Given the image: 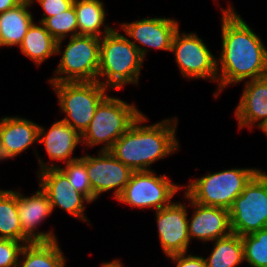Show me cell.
<instances>
[{"label": "cell", "mask_w": 267, "mask_h": 267, "mask_svg": "<svg viewBox=\"0 0 267 267\" xmlns=\"http://www.w3.org/2000/svg\"><path fill=\"white\" fill-rule=\"evenodd\" d=\"M231 6L221 9L222 49L217 62L219 88L214 92L215 98L229 84L267 76V48Z\"/></svg>", "instance_id": "obj_1"}, {"label": "cell", "mask_w": 267, "mask_h": 267, "mask_svg": "<svg viewBox=\"0 0 267 267\" xmlns=\"http://www.w3.org/2000/svg\"><path fill=\"white\" fill-rule=\"evenodd\" d=\"M147 120L142 113L109 150L133 171H151L154 162L175 153L180 147L176 139V117L143 126Z\"/></svg>", "instance_id": "obj_2"}, {"label": "cell", "mask_w": 267, "mask_h": 267, "mask_svg": "<svg viewBox=\"0 0 267 267\" xmlns=\"http://www.w3.org/2000/svg\"><path fill=\"white\" fill-rule=\"evenodd\" d=\"M143 61L137 47L113 28L100 38L97 81L107 89L116 90L126 84L138 85Z\"/></svg>", "instance_id": "obj_3"}, {"label": "cell", "mask_w": 267, "mask_h": 267, "mask_svg": "<svg viewBox=\"0 0 267 267\" xmlns=\"http://www.w3.org/2000/svg\"><path fill=\"white\" fill-rule=\"evenodd\" d=\"M141 114L134 104L107 95L81 135V144L94 147L103 143L100 151H109Z\"/></svg>", "instance_id": "obj_4"}, {"label": "cell", "mask_w": 267, "mask_h": 267, "mask_svg": "<svg viewBox=\"0 0 267 267\" xmlns=\"http://www.w3.org/2000/svg\"><path fill=\"white\" fill-rule=\"evenodd\" d=\"M256 168H232L191 181L185 194L196 203L229 210L245 185L259 171Z\"/></svg>", "instance_id": "obj_5"}, {"label": "cell", "mask_w": 267, "mask_h": 267, "mask_svg": "<svg viewBox=\"0 0 267 267\" xmlns=\"http://www.w3.org/2000/svg\"><path fill=\"white\" fill-rule=\"evenodd\" d=\"M62 42L63 40L57 41L56 54H63L55 71V77L49 79V83L97 81L100 38L90 35L69 37L63 52Z\"/></svg>", "instance_id": "obj_6"}, {"label": "cell", "mask_w": 267, "mask_h": 267, "mask_svg": "<svg viewBox=\"0 0 267 267\" xmlns=\"http://www.w3.org/2000/svg\"><path fill=\"white\" fill-rule=\"evenodd\" d=\"M57 94L62 119L80 135L88 128L96 108L108 95L107 88L98 81H77L51 83Z\"/></svg>", "instance_id": "obj_7"}, {"label": "cell", "mask_w": 267, "mask_h": 267, "mask_svg": "<svg viewBox=\"0 0 267 267\" xmlns=\"http://www.w3.org/2000/svg\"><path fill=\"white\" fill-rule=\"evenodd\" d=\"M231 232L245 236L267 228V173L259 170L229 209Z\"/></svg>", "instance_id": "obj_8"}, {"label": "cell", "mask_w": 267, "mask_h": 267, "mask_svg": "<svg viewBox=\"0 0 267 267\" xmlns=\"http://www.w3.org/2000/svg\"><path fill=\"white\" fill-rule=\"evenodd\" d=\"M182 187L165 174L156 175L155 171H134L122 194L116 199L139 209L160 210L172 203L171 198Z\"/></svg>", "instance_id": "obj_9"}, {"label": "cell", "mask_w": 267, "mask_h": 267, "mask_svg": "<svg viewBox=\"0 0 267 267\" xmlns=\"http://www.w3.org/2000/svg\"><path fill=\"white\" fill-rule=\"evenodd\" d=\"M174 35L171 52L183 77L188 79H210L217 82V58L196 33Z\"/></svg>", "instance_id": "obj_10"}, {"label": "cell", "mask_w": 267, "mask_h": 267, "mask_svg": "<svg viewBox=\"0 0 267 267\" xmlns=\"http://www.w3.org/2000/svg\"><path fill=\"white\" fill-rule=\"evenodd\" d=\"M95 157L90 154L80 159L86 164L89 182L93 191V202L101 193L114 190L117 199L128 184L133 170L117 160L109 151H99Z\"/></svg>", "instance_id": "obj_11"}, {"label": "cell", "mask_w": 267, "mask_h": 267, "mask_svg": "<svg viewBox=\"0 0 267 267\" xmlns=\"http://www.w3.org/2000/svg\"><path fill=\"white\" fill-rule=\"evenodd\" d=\"M187 206L181 202L156 210L159 242L165 256L188 251L190 237L188 232Z\"/></svg>", "instance_id": "obj_12"}, {"label": "cell", "mask_w": 267, "mask_h": 267, "mask_svg": "<svg viewBox=\"0 0 267 267\" xmlns=\"http://www.w3.org/2000/svg\"><path fill=\"white\" fill-rule=\"evenodd\" d=\"M36 174L40 180L39 186L47 194L53 210L59 207L73 217L89 222L84 214V204L90 201L73 188L59 168H47Z\"/></svg>", "instance_id": "obj_13"}, {"label": "cell", "mask_w": 267, "mask_h": 267, "mask_svg": "<svg viewBox=\"0 0 267 267\" xmlns=\"http://www.w3.org/2000/svg\"><path fill=\"white\" fill-rule=\"evenodd\" d=\"M121 27L127 36L134 39H130V41L137 47L144 59L148 52L146 47L171 51L172 41L179 29V24L175 19L152 17L131 23H122ZM136 42L143 47L138 46Z\"/></svg>", "instance_id": "obj_14"}, {"label": "cell", "mask_w": 267, "mask_h": 267, "mask_svg": "<svg viewBox=\"0 0 267 267\" xmlns=\"http://www.w3.org/2000/svg\"><path fill=\"white\" fill-rule=\"evenodd\" d=\"M17 208L22 232L32 242L57 240L54 232H37V226L53 211L47 194L40 187L39 191L29 197L17 191Z\"/></svg>", "instance_id": "obj_15"}, {"label": "cell", "mask_w": 267, "mask_h": 267, "mask_svg": "<svg viewBox=\"0 0 267 267\" xmlns=\"http://www.w3.org/2000/svg\"><path fill=\"white\" fill-rule=\"evenodd\" d=\"M184 197L194 207V213L188 219L190 241L194 238L203 242L215 241L231 233L229 210L193 202L185 193Z\"/></svg>", "instance_id": "obj_16"}, {"label": "cell", "mask_w": 267, "mask_h": 267, "mask_svg": "<svg viewBox=\"0 0 267 267\" xmlns=\"http://www.w3.org/2000/svg\"><path fill=\"white\" fill-rule=\"evenodd\" d=\"M38 123L21 117L0 119V160L14 158L38 143Z\"/></svg>", "instance_id": "obj_17"}, {"label": "cell", "mask_w": 267, "mask_h": 267, "mask_svg": "<svg viewBox=\"0 0 267 267\" xmlns=\"http://www.w3.org/2000/svg\"><path fill=\"white\" fill-rule=\"evenodd\" d=\"M240 101L235 109L238 127L260 128L267 122V76L245 82Z\"/></svg>", "instance_id": "obj_18"}, {"label": "cell", "mask_w": 267, "mask_h": 267, "mask_svg": "<svg viewBox=\"0 0 267 267\" xmlns=\"http://www.w3.org/2000/svg\"><path fill=\"white\" fill-rule=\"evenodd\" d=\"M49 130L39 126L38 144L45 145L49 158L63 161L65 164L81 157H72V153L81 141V135L63 120L54 122Z\"/></svg>", "instance_id": "obj_19"}, {"label": "cell", "mask_w": 267, "mask_h": 267, "mask_svg": "<svg viewBox=\"0 0 267 267\" xmlns=\"http://www.w3.org/2000/svg\"><path fill=\"white\" fill-rule=\"evenodd\" d=\"M30 0H23L16 7L0 14V46H20L23 38L33 23V16L28 11Z\"/></svg>", "instance_id": "obj_20"}, {"label": "cell", "mask_w": 267, "mask_h": 267, "mask_svg": "<svg viewBox=\"0 0 267 267\" xmlns=\"http://www.w3.org/2000/svg\"><path fill=\"white\" fill-rule=\"evenodd\" d=\"M20 256L19 259L22 261L18 260L16 267H65L66 265L65 256L57 240L25 244Z\"/></svg>", "instance_id": "obj_21"}, {"label": "cell", "mask_w": 267, "mask_h": 267, "mask_svg": "<svg viewBox=\"0 0 267 267\" xmlns=\"http://www.w3.org/2000/svg\"><path fill=\"white\" fill-rule=\"evenodd\" d=\"M78 24V35L103 37L113 27L105 23V7L101 0H74L73 2ZM104 26L103 32L100 30ZM101 33H104L102 35Z\"/></svg>", "instance_id": "obj_22"}, {"label": "cell", "mask_w": 267, "mask_h": 267, "mask_svg": "<svg viewBox=\"0 0 267 267\" xmlns=\"http://www.w3.org/2000/svg\"><path fill=\"white\" fill-rule=\"evenodd\" d=\"M41 25L33 23L29 26L21 45L22 54L40 65L45 60L56 54L57 41L51 36L42 22Z\"/></svg>", "instance_id": "obj_23"}, {"label": "cell", "mask_w": 267, "mask_h": 267, "mask_svg": "<svg viewBox=\"0 0 267 267\" xmlns=\"http://www.w3.org/2000/svg\"><path fill=\"white\" fill-rule=\"evenodd\" d=\"M0 238L24 244L32 241L22 232L17 208V191L0 190Z\"/></svg>", "instance_id": "obj_24"}, {"label": "cell", "mask_w": 267, "mask_h": 267, "mask_svg": "<svg viewBox=\"0 0 267 267\" xmlns=\"http://www.w3.org/2000/svg\"><path fill=\"white\" fill-rule=\"evenodd\" d=\"M207 267H237L244 261L242 237L235 233L218 238L210 256L204 258Z\"/></svg>", "instance_id": "obj_25"}, {"label": "cell", "mask_w": 267, "mask_h": 267, "mask_svg": "<svg viewBox=\"0 0 267 267\" xmlns=\"http://www.w3.org/2000/svg\"><path fill=\"white\" fill-rule=\"evenodd\" d=\"M37 158H39L38 162L41 168L39 171L47 168H59L69 179L73 188H75V190L79 193L83 194L90 201V203L93 202V191L89 182L86 164L80 158L66 163L64 168L57 166L56 164L46 165L47 163H44L39 156Z\"/></svg>", "instance_id": "obj_26"}, {"label": "cell", "mask_w": 267, "mask_h": 267, "mask_svg": "<svg viewBox=\"0 0 267 267\" xmlns=\"http://www.w3.org/2000/svg\"><path fill=\"white\" fill-rule=\"evenodd\" d=\"M241 237L244 261L251 267H267V228Z\"/></svg>", "instance_id": "obj_27"}, {"label": "cell", "mask_w": 267, "mask_h": 267, "mask_svg": "<svg viewBox=\"0 0 267 267\" xmlns=\"http://www.w3.org/2000/svg\"><path fill=\"white\" fill-rule=\"evenodd\" d=\"M43 24L56 41H64L69 34V37L78 35L77 14L74 5L62 13L47 18Z\"/></svg>", "instance_id": "obj_28"}, {"label": "cell", "mask_w": 267, "mask_h": 267, "mask_svg": "<svg viewBox=\"0 0 267 267\" xmlns=\"http://www.w3.org/2000/svg\"><path fill=\"white\" fill-rule=\"evenodd\" d=\"M24 245L23 242L0 238V267H16Z\"/></svg>", "instance_id": "obj_29"}, {"label": "cell", "mask_w": 267, "mask_h": 267, "mask_svg": "<svg viewBox=\"0 0 267 267\" xmlns=\"http://www.w3.org/2000/svg\"><path fill=\"white\" fill-rule=\"evenodd\" d=\"M33 4L34 1L38 2L42 9L44 10L43 18L39 22H44L47 18H50L54 15L62 13L69 9L74 0H30Z\"/></svg>", "instance_id": "obj_30"}, {"label": "cell", "mask_w": 267, "mask_h": 267, "mask_svg": "<svg viewBox=\"0 0 267 267\" xmlns=\"http://www.w3.org/2000/svg\"><path fill=\"white\" fill-rule=\"evenodd\" d=\"M172 262L176 263V267H207L204 257L194 256L187 252L167 256Z\"/></svg>", "instance_id": "obj_31"}, {"label": "cell", "mask_w": 267, "mask_h": 267, "mask_svg": "<svg viewBox=\"0 0 267 267\" xmlns=\"http://www.w3.org/2000/svg\"><path fill=\"white\" fill-rule=\"evenodd\" d=\"M23 0H0V14L16 7L20 4Z\"/></svg>", "instance_id": "obj_32"}, {"label": "cell", "mask_w": 267, "mask_h": 267, "mask_svg": "<svg viewBox=\"0 0 267 267\" xmlns=\"http://www.w3.org/2000/svg\"><path fill=\"white\" fill-rule=\"evenodd\" d=\"M101 267H123L119 259H115L111 262H104Z\"/></svg>", "instance_id": "obj_33"}, {"label": "cell", "mask_w": 267, "mask_h": 267, "mask_svg": "<svg viewBox=\"0 0 267 267\" xmlns=\"http://www.w3.org/2000/svg\"><path fill=\"white\" fill-rule=\"evenodd\" d=\"M260 129L267 135V122H265Z\"/></svg>", "instance_id": "obj_34"}]
</instances>
